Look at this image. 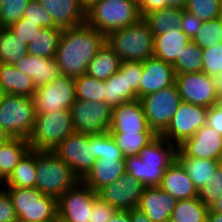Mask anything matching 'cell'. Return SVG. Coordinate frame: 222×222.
Returning <instances> with one entry per match:
<instances>
[{"label": "cell", "mask_w": 222, "mask_h": 222, "mask_svg": "<svg viewBox=\"0 0 222 222\" xmlns=\"http://www.w3.org/2000/svg\"><path fill=\"white\" fill-rule=\"evenodd\" d=\"M177 201L160 187H145L137 208L152 222H166L171 219Z\"/></svg>", "instance_id": "cell-20"}, {"label": "cell", "mask_w": 222, "mask_h": 222, "mask_svg": "<svg viewBox=\"0 0 222 222\" xmlns=\"http://www.w3.org/2000/svg\"><path fill=\"white\" fill-rule=\"evenodd\" d=\"M9 139L10 137L7 135V133L0 128V145L4 144Z\"/></svg>", "instance_id": "cell-60"}, {"label": "cell", "mask_w": 222, "mask_h": 222, "mask_svg": "<svg viewBox=\"0 0 222 222\" xmlns=\"http://www.w3.org/2000/svg\"><path fill=\"white\" fill-rule=\"evenodd\" d=\"M190 41L179 27L169 29L165 34L154 35L153 56L173 64Z\"/></svg>", "instance_id": "cell-25"}, {"label": "cell", "mask_w": 222, "mask_h": 222, "mask_svg": "<svg viewBox=\"0 0 222 222\" xmlns=\"http://www.w3.org/2000/svg\"><path fill=\"white\" fill-rule=\"evenodd\" d=\"M209 210L211 212H218V213H222V196L219 198V200L216 201V203H214Z\"/></svg>", "instance_id": "cell-58"}, {"label": "cell", "mask_w": 222, "mask_h": 222, "mask_svg": "<svg viewBox=\"0 0 222 222\" xmlns=\"http://www.w3.org/2000/svg\"><path fill=\"white\" fill-rule=\"evenodd\" d=\"M35 116L32 98L4 94L0 104V128L10 138L28 139L33 132Z\"/></svg>", "instance_id": "cell-8"}, {"label": "cell", "mask_w": 222, "mask_h": 222, "mask_svg": "<svg viewBox=\"0 0 222 222\" xmlns=\"http://www.w3.org/2000/svg\"><path fill=\"white\" fill-rule=\"evenodd\" d=\"M89 141L94 145V157L96 159L124 158L110 132L89 135Z\"/></svg>", "instance_id": "cell-40"}, {"label": "cell", "mask_w": 222, "mask_h": 222, "mask_svg": "<svg viewBox=\"0 0 222 222\" xmlns=\"http://www.w3.org/2000/svg\"><path fill=\"white\" fill-rule=\"evenodd\" d=\"M105 43L106 36L87 22L63 29L54 56L61 74L70 78L85 74L89 62Z\"/></svg>", "instance_id": "cell-1"}, {"label": "cell", "mask_w": 222, "mask_h": 222, "mask_svg": "<svg viewBox=\"0 0 222 222\" xmlns=\"http://www.w3.org/2000/svg\"><path fill=\"white\" fill-rule=\"evenodd\" d=\"M73 132L71 110L36 114L33 132L28 138L30 149L53 151Z\"/></svg>", "instance_id": "cell-7"}, {"label": "cell", "mask_w": 222, "mask_h": 222, "mask_svg": "<svg viewBox=\"0 0 222 222\" xmlns=\"http://www.w3.org/2000/svg\"><path fill=\"white\" fill-rule=\"evenodd\" d=\"M137 3L141 18L152 11L168 7L164 0H137Z\"/></svg>", "instance_id": "cell-52"}, {"label": "cell", "mask_w": 222, "mask_h": 222, "mask_svg": "<svg viewBox=\"0 0 222 222\" xmlns=\"http://www.w3.org/2000/svg\"><path fill=\"white\" fill-rule=\"evenodd\" d=\"M207 111L206 107L182 101L161 136L178 147L206 124Z\"/></svg>", "instance_id": "cell-13"}, {"label": "cell", "mask_w": 222, "mask_h": 222, "mask_svg": "<svg viewBox=\"0 0 222 222\" xmlns=\"http://www.w3.org/2000/svg\"><path fill=\"white\" fill-rule=\"evenodd\" d=\"M176 157L219 161L222 158V136L205 124L178 146Z\"/></svg>", "instance_id": "cell-17"}, {"label": "cell", "mask_w": 222, "mask_h": 222, "mask_svg": "<svg viewBox=\"0 0 222 222\" xmlns=\"http://www.w3.org/2000/svg\"><path fill=\"white\" fill-rule=\"evenodd\" d=\"M109 222H131L129 218V211H117Z\"/></svg>", "instance_id": "cell-54"}, {"label": "cell", "mask_w": 222, "mask_h": 222, "mask_svg": "<svg viewBox=\"0 0 222 222\" xmlns=\"http://www.w3.org/2000/svg\"><path fill=\"white\" fill-rule=\"evenodd\" d=\"M14 67L31 77L36 88L43 84L51 83L61 75L55 58L27 54L15 63Z\"/></svg>", "instance_id": "cell-22"}, {"label": "cell", "mask_w": 222, "mask_h": 222, "mask_svg": "<svg viewBox=\"0 0 222 222\" xmlns=\"http://www.w3.org/2000/svg\"><path fill=\"white\" fill-rule=\"evenodd\" d=\"M29 149L28 139L22 138H10L0 145V185L8 179Z\"/></svg>", "instance_id": "cell-28"}, {"label": "cell", "mask_w": 222, "mask_h": 222, "mask_svg": "<svg viewBox=\"0 0 222 222\" xmlns=\"http://www.w3.org/2000/svg\"><path fill=\"white\" fill-rule=\"evenodd\" d=\"M23 17L26 18V21H32L41 28H57L49 12L36 0H31L28 3Z\"/></svg>", "instance_id": "cell-44"}, {"label": "cell", "mask_w": 222, "mask_h": 222, "mask_svg": "<svg viewBox=\"0 0 222 222\" xmlns=\"http://www.w3.org/2000/svg\"><path fill=\"white\" fill-rule=\"evenodd\" d=\"M207 222H222V213L208 211Z\"/></svg>", "instance_id": "cell-57"}, {"label": "cell", "mask_w": 222, "mask_h": 222, "mask_svg": "<svg viewBox=\"0 0 222 222\" xmlns=\"http://www.w3.org/2000/svg\"><path fill=\"white\" fill-rule=\"evenodd\" d=\"M221 196L222 170L218 167L213 173L210 184L205 185L198 190L197 198L209 209Z\"/></svg>", "instance_id": "cell-43"}, {"label": "cell", "mask_w": 222, "mask_h": 222, "mask_svg": "<svg viewBox=\"0 0 222 222\" xmlns=\"http://www.w3.org/2000/svg\"><path fill=\"white\" fill-rule=\"evenodd\" d=\"M36 150L29 149L1 187L36 188Z\"/></svg>", "instance_id": "cell-27"}, {"label": "cell", "mask_w": 222, "mask_h": 222, "mask_svg": "<svg viewBox=\"0 0 222 222\" xmlns=\"http://www.w3.org/2000/svg\"><path fill=\"white\" fill-rule=\"evenodd\" d=\"M18 218L15 213L9 194L0 186V222H17Z\"/></svg>", "instance_id": "cell-50"}, {"label": "cell", "mask_w": 222, "mask_h": 222, "mask_svg": "<svg viewBox=\"0 0 222 222\" xmlns=\"http://www.w3.org/2000/svg\"><path fill=\"white\" fill-rule=\"evenodd\" d=\"M53 152L69 167L81 181L92 169L96 158L94 145L89 141V135L73 132L67 136Z\"/></svg>", "instance_id": "cell-11"}, {"label": "cell", "mask_w": 222, "mask_h": 222, "mask_svg": "<svg viewBox=\"0 0 222 222\" xmlns=\"http://www.w3.org/2000/svg\"><path fill=\"white\" fill-rule=\"evenodd\" d=\"M110 134L155 133L148 125L140 99L112 108Z\"/></svg>", "instance_id": "cell-18"}, {"label": "cell", "mask_w": 222, "mask_h": 222, "mask_svg": "<svg viewBox=\"0 0 222 222\" xmlns=\"http://www.w3.org/2000/svg\"><path fill=\"white\" fill-rule=\"evenodd\" d=\"M203 72L209 76L222 75V43L202 50Z\"/></svg>", "instance_id": "cell-45"}, {"label": "cell", "mask_w": 222, "mask_h": 222, "mask_svg": "<svg viewBox=\"0 0 222 222\" xmlns=\"http://www.w3.org/2000/svg\"><path fill=\"white\" fill-rule=\"evenodd\" d=\"M141 18L137 0H100L87 10L86 22L108 36Z\"/></svg>", "instance_id": "cell-5"}, {"label": "cell", "mask_w": 222, "mask_h": 222, "mask_svg": "<svg viewBox=\"0 0 222 222\" xmlns=\"http://www.w3.org/2000/svg\"><path fill=\"white\" fill-rule=\"evenodd\" d=\"M0 87L5 94L32 97L36 86L31 77L23 74L11 64L0 63Z\"/></svg>", "instance_id": "cell-26"}, {"label": "cell", "mask_w": 222, "mask_h": 222, "mask_svg": "<svg viewBox=\"0 0 222 222\" xmlns=\"http://www.w3.org/2000/svg\"><path fill=\"white\" fill-rule=\"evenodd\" d=\"M159 187L178 201L196 198L198 195L197 188L177 159L166 168Z\"/></svg>", "instance_id": "cell-23"}, {"label": "cell", "mask_w": 222, "mask_h": 222, "mask_svg": "<svg viewBox=\"0 0 222 222\" xmlns=\"http://www.w3.org/2000/svg\"><path fill=\"white\" fill-rule=\"evenodd\" d=\"M203 21L192 13L182 12L179 28L187 35L190 40H193L197 35L198 30L202 27Z\"/></svg>", "instance_id": "cell-48"}, {"label": "cell", "mask_w": 222, "mask_h": 222, "mask_svg": "<svg viewBox=\"0 0 222 222\" xmlns=\"http://www.w3.org/2000/svg\"><path fill=\"white\" fill-rule=\"evenodd\" d=\"M125 172V158H100L96 159L92 169L81 181L97 192L119 179Z\"/></svg>", "instance_id": "cell-24"}, {"label": "cell", "mask_w": 222, "mask_h": 222, "mask_svg": "<svg viewBox=\"0 0 222 222\" xmlns=\"http://www.w3.org/2000/svg\"><path fill=\"white\" fill-rule=\"evenodd\" d=\"M36 166V188L57 200L80 181L53 151L36 150Z\"/></svg>", "instance_id": "cell-4"}, {"label": "cell", "mask_w": 222, "mask_h": 222, "mask_svg": "<svg viewBox=\"0 0 222 222\" xmlns=\"http://www.w3.org/2000/svg\"><path fill=\"white\" fill-rule=\"evenodd\" d=\"M192 41L202 50L222 43V21L220 17L203 22Z\"/></svg>", "instance_id": "cell-39"}, {"label": "cell", "mask_w": 222, "mask_h": 222, "mask_svg": "<svg viewBox=\"0 0 222 222\" xmlns=\"http://www.w3.org/2000/svg\"><path fill=\"white\" fill-rule=\"evenodd\" d=\"M31 0H0V27L9 28L18 22Z\"/></svg>", "instance_id": "cell-42"}, {"label": "cell", "mask_w": 222, "mask_h": 222, "mask_svg": "<svg viewBox=\"0 0 222 222\" xmlns=\"http://www.w3.org/2000/svg\"><path fill=\"white\" fill-rule=\"evenodd\" d=\"M175 84L183 102L209 108L220 101L211 77L203 71L177 74Z\"/></svg>", "instance_id": "cell-15"}, {"label": "cell", "mask_w": 222, "mask_h": 222, "mask_svg": "<svg viewBox=\"0 0 222 222\" xmlns=\"http://www.w3.org/2000/svg\"><path fill=\"white\" fill-rule=\"evenodd\" d=\"M208 211L209 209L197 197L179 200L171 219L174 222H207Z\"/></svg>", "instance_id": "cell-35"}, {"label": "cell", "mask_w": 222, "mask_h": 222, "mask_svg": "<svg viewBox=\"0 0 222 222\" xmlns=\"http://www.w3.org/2000/svg\"><path fill=\"white\" fill-rule=\"evenodd\" d=\"M118 210L99 198L93 203L91 222H109Z\"/></svg>", "instance_id": "cell-49"}, {"label": "cell", "mask_w": 222, "mask_h": 222, "mask_svg": "<svg viewBox=\"0 0 222 222\" xmlns=\"http://www.w3.org/2000/svg\"><path fill=\"white\" fill-rule=\"evenodd\" d=\"M168 7L184 10L187 0H164Z\"/></svg>", "instance_id": "cell-56"}, {"label": "cell", "mask_w": 222, "mask_h": 222, "mask_svg": "<svg viewBox=\"0 0 222 222\" xmlns=\"http://www.w3.org/2000/svg\"><path fill=\"white\" fill-rule=\"evenodd\" d=\"M75 132L93 135L109 132L112 107L103 102L75 100L71 107Z\"/></svg>", "instance_id": "cell-12"}, {"label": "cell", "mask_w": 222, "mask_h": 222, "mask_svg": "<svg viewBox=\"0 0 222 222\" xmlns=\"http://www.w3.org/2000/svg\"><path fill=\"white\" fill-rule=\"evenodd\" d=\"M49 12L57 27H76L86 22L87 11L80 0H36Z\"/></svg>", "instance_id": "cell-21"}, {"label": "cell", "mask_w": 222, "mask_h": 222, "mask_svg": "<svg viewBox=\"0 0 222 222\" xmlns=\"http://www.w3.org/2000/svg\"><path fill=\"white\" fill-rule=\"evenodd\" d=\"M178 147L161 135L146 145L139 156L125 158L126 173L145 187H159L164 172L176 160Z\"/></svg>", "instance_id": "cell-2"}, {"label": "cell", "mask_w": 222, "mask_h": 222, "mask_svg": "<svg viewBox=\"0 0 222 222\" xmlns=\"http://www.w3.org/2000/svg\"><path fill=\"white\" fill-rule=\"evenodd\" d=\"M124 158L139 156L140 151L153 141L156 133L111 134Z\"/></svg>", "instance_id": "cell-36"}, {"label": "cell", "mask_w": 222, "mask_h": 222, "mask_svg": "<svg viewBox=\"0 0 222 222\" xmlns=\"http://www.w3.org/2000/svg\"><path fill=\"white\" fill-rule=\"evenodd\" d=\"M182 12L181 9L166 7L146 14L143 19L147 22L153 35H160L180 26Z\"/></svg>", "instance_id": "cell-33"}, {"label": "cell", "mask_w": 222, "mask_h": 222, "mask_svg": "<svg viewBox=\"0 0 222 222\" xmlns=\"http://www.w3.org/2000/svg\"><path fill=\"white\" fill-rule=\"evenodd\" d=\"M120 71L126 75L127 86L137 94V99H140V80L143 75L142 62L122 61Z\"/></svg>", "instance_id": "cell-46"}, {"label": "cell", "mask_w": 222, "mask_h": 222, "mask_svg": "<svg viewBox=\"0 0 222 222\" xmlns=\"http://www.w3.org/2000/svg\"><path fill=\"white\" fill-rule=\"evenodd\" d=\"M166 222H174L172 219H168Z\"/></svg>", "instance_id": "cell-64"}, {"label": "cell", "mask_w": 222, "mask_h": 222, "mask_svg": "<svg viewBox=\"0 0 222 222\" xmlns=\"http://www.w3.org/2000/svg\"><path fill=\"white\" fill-rule=\"evenodd\" d=\"M206 124L222 136V102L208 108Z\"/></svg>", "instance_id": "cell-51"}, {"label": "cell", "mask_w": 222, "mask_h": 222, "mask_svg": "<svg viewBox=\"0 0 222 222\" xmlns=\"http://www.w3.org/2000/svg\"><path fill=\"white\" fill-rule=\"evenodd\" d=\"M4 94L5 93L3 92L2 88L0 87V104H1V101H2V98H3Z\"/></svg>", "instance_id": "cell-61"}, {"label": "cell", "mask_w": 222, "mask_h": 222, "mask_svg": "<svg viewBox=\"0 0 222 222\" xmlns=\"http://www.w3.org/2000/svg\"><path fill=\"white\" fill-rule=\"evenodd\" d=\"M219 167H220L221 170H222V158L219 160Z\"/></svg>", "instance_id": "cell-62"}, {"label": "cell", "mask_w": 222, "mask_h": 222, "mask_svg": "<svg viewBox=\"0 0 222 222\" xmlns=\"http://www.w3.org/2000/svg\"><path fill=\"white\" fill-rule=\"evenodd\" d=\"M149 127L161 135L182 103L178 88L172 86L140 98Z\"/></svg>", "instance_id": "cell-9"}, {"label": "cell", "mask_w": 222, "mask_h": 222, "mask_svg": "<svg viewBox=\"0 0 222 222\" xmlns=\"http://www.w3.org/2000/svg\"><path fill=\"white\" fill-rule=\"evenodd\" d=\"M212 80V84L214 85L215 90L220 95V98H222V75H213L210 76Z\"/></svg>", "instance_id": "cell-55"}, {"label": "cell", "mask_w": 222, "mask_h": 222, "mask_svg": "<svg viewBox=\"0 0 222 222\" xmlns=\"http://www.w3.org/2000/svg\"><path fill=\"white\" fill-rule=\"evenodd\" d=\"M129 218L131 222H152L146 214L138 208L129 210Z\"/></svg>", "instance_id": "cell-53"}, {"label": "cell", "mask_w": 222, "mask_h": 222, "mask_svg": "<svg viewBox=\"0 0 222 222\" xmlns=\"http://www.w3.org/2000/svg\"><path fill=\"white\" fill-rule=\"evenodd\" d=\"M137 99V94L127 86L126 75L119 70L104 81V102L112 108Z\"/></svg>", "instance_id": "cell-31"}, {"label": "cell", "mask_w": 222, "mask_h": 222, "mask_svg": "<svg viewBox=\"0 0 222 222\" xmlns=\"http://www.w3.org/2000/svg\"><path fill=\"white\" fill-rule=\"evenodd\" d=\"M31 98L36 114L70 110L76 100L74 78L61 74L51 83L37 87Z\"/></svg>", "instance_id": "cell-10"}, {"label": "cell", "mask_w": 222, "mask_h": 222, "mask_svg": "<svg viewBox=\"0 0 222 222\" xmlns=\"http://www.w3.org/2000/svg\"><path fill=\"white\" fill-rule=\"evenodd\" d=\"M97 1L100 0H80L82 6L86 9V11L91 8Z\"/></svg>", "instance_id": "cell-59"}, {"label": "cell", "mask_w": 222, "mask_h": 222, "mask_svg": "<svg viewBox=\"0 0 222 222\" xmlns=\"http://www.w3.org/2000/svg\"><path fill=\"white\" fill-rule=\"evenodd\" d=\"M28 46L9 28L0 27V63L14 65L28 54Z\"/></svg>", "instance_id": "cell-32"}, {"label": "cell", "mask_w": 222, "mask_h": 222, "mask_svg": "<svg viewBox=\"0 0 222 222\" xmlns=\"http://www.w3.org/2000/svg\"><path fill=\"white\" fill-rule=\"evenodd\" d=\"M144 189L140 181L125 172L116 181L100 188L97 196L119 211H129L138 207Z\"/></svg>", "instance_id": "cell-16"}, {"label": "cell", "mask_w": 222, "mask_h": 222, "mask_svg": "<svg viewBox=\"0 0 222 222\" xmlns=\"http://www.w3.org/2000/svg\"><path fill=\"white\" fill-rule=\"evenodd\" d=\"M143 75L140 80V98L155 93L175 83L173 65L152 56L142 62Z\"/></svg>", "instance_id": "cell-19"}, {"label": "cell", "mask_w": 222, "mask_h": 222, "mask_svg": "<svg viewBox=\"0 0 222 222\" xmlns=\"http://www.w3.org/2000/svg\"><path fill=\"white\" fill-rule=\"evenodd\" d=\"M62 28H42L28 45V54L54 58Z\"/></svg>", "instance_id": "cell-34"}, {"label": "cell", "mask_w": 222, "mask_h": 222, "mask_svg": "<svg viewBox=\"0 0 222 222\" xmlns=\"http://www.w3.org/2000/svg\"><path fill=\"white\" fill-rule=\"evenodd\" d=\"M106 43L121 61L143 62L154 53V35L143 18L132 25L111 32L106 36Z\"/></svg>", "instance_id": "cell-3"}, {"label": "cell", "mask_w": 222, "mask_h": 222, "mask_svg": "<svg viewBox=\"0 0 222 222\" xmlns=\"http://www.w3.org/2000/svg\"><path fill=\"white\" fill-rule=\"evenodd\" d=\"M9 29L16 37H19L23 42L29 44L42 28L32 21H26V18L22 17L18 22L11 25Z\"/></svg>", "instance_id": "cell-47"}, {"label": "cell", "mask_w": 222, "mask_h": 222, "mask_svg": "<svg viewBox=\"0 0 222 222\" xmlns=\"http://www.w3.org/2000/svg\"><path fill=\"white\" fill-rule=\"evenodd\" d=\"M202 49L192 40L183 48L178 59L172 64L175 75L184 73L202 72Z\"/></svg>", "instance_id": "cell-37"}, {"label": "cell", "mask_w": 222, "mask_h": 222, "mask_svg": "<svg viewBox=\"0 0 222 222\" xmlns=\"http://www.w3.org/2000/svg\"><path fill=\"white\" fill-rule=\"evenodd\" d=\"M10 196L18 221L56 222L58 200L37 188L2 187Z\"/></svg>", "instance_id": "cell-6"}, {"label": "cell", "mask_w": 222, "mask_h": 222, "mask_svg": "<svg viewBox=\"0 0 222 222\" xmlns=\"http://www.w3.org/2000/svg\"><path fill=\"white\" fill-rule=\"evenodd\" d=\"M121 62L116 52L105 43L96 56L89 62L86 74L98 80L106 81L115 72L120 70Z\"/></svg>", "instance_id": "cell-29"}, {"label": "cell", "mask_w": 222, "mask_h": 222, "mask_svg": "<svg viewBox=\"0 0 222 222\" xmlns=\"http://www.w3.org/2000/svg\"><path fill=\"white\" fill-rule=\"evenodd\" d=\"M184 167L197 190L209 185L214 171L219 167V161L198 159L192 157H176Z\"/></svg>", "instance_id": "cell-30"}, {"label": "cell", "mask_w": 222, "mask_h": 222, "mask_svg": "<svg viewBox=\"0 0 222 222\" xmlns=\"http://www.w3.org/2000/svg\"><path fill=\"white\" fill-rule=\"evenodd\" d=\"M220 19L222 21V7H221Z\"/></svg>", "instance_id": "cell-63"}, {"label": "cell", "mask_w": 222, "mask_h": 222, "mask_svg": "<svg viewBox=\"0 0 222 222\" xmlns=\"http://www.w3.org/2000/svg\"><path fill=\"white\" fill-rule=\"evenodd\" d=\"M222 0H187L185 10L203 22L220 17Z\"/></svg>", "instance_id": "cell-41"}, {"label": "cell", "mask_w": 222, "mask_h": 222, "mask_svg": "<svg viewBox=\"0 0 222 222\" xmlns=\"http://www.w3.org/2000/svg\"><path fill=\"white\" fill-rule=\"evenodd\" d=\"M74 83L77 100L91 102L104 101V81L85 73L80 77L74 78Z\"/></svg>", "instance_id": "cell-38"}, {"label": "cell", "mask_w": 222, "mask_h": 222, "mask_svg": "<svg viewBox=\"0 0 222 222\" xmlns=\"http://www.w3.org/2000/svg\"><path fill=\"white\" fill-rule=\"evenodd\" d=\"M97 199V192L79 181L58 199V220L61 222H91V210Z\"/></svg>", "instance_id": "cell-14"}]
</instances>
